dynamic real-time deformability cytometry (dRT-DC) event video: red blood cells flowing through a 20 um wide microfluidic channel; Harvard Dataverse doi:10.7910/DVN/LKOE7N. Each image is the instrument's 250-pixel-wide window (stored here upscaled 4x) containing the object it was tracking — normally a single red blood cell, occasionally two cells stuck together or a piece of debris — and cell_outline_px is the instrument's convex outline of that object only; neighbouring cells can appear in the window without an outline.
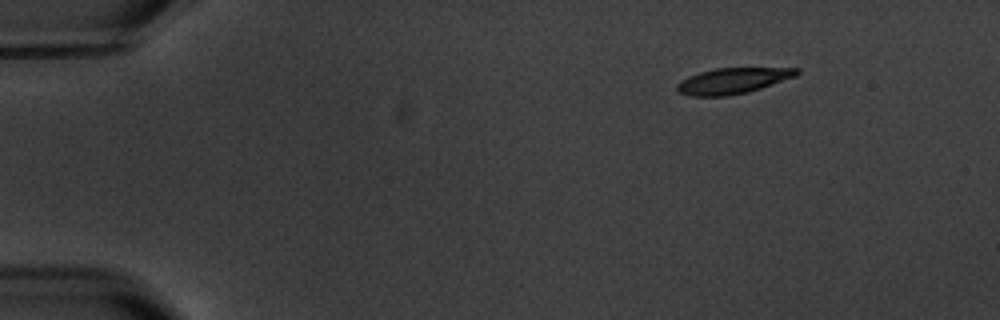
{"species": "common noctule bat (a hibernating species)", "species_latin": "Nyctalus noctula", "temperature_condition": "warm", "stored_images_in_passage": 5, "camera_frame_rate_fps": 3000, "um_per_image_px": 0.085, "animal": {"sex": "male", "body_mass_g": 20.1, "forearm_length_mm": 53.5}, "frame": {"image": 1, "passage_image": 1, "time_ms": 0.0, "image_size_px": [1000, 320], "cell_outline_px": [[800, 72], [796, 76], [748, 92], [728, 96], [688, 96], [676, 92], [676, 84], [680, 80], [688, 76], [700, 72], [716, 68], [800, 68]], "centroid_in_image_um": [62.23, 6.87], "position_along_channel_um": 22.8, "area_um2": 18.09}}
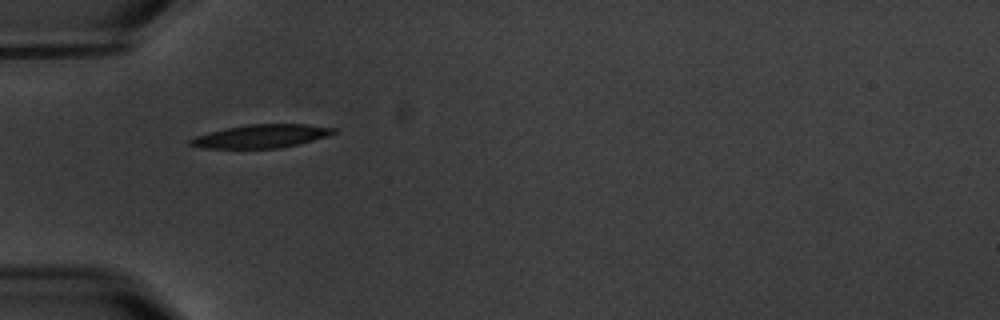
{"frame": {"image": 2, "passage_image": 4, "time_ms": 3.667, "image_size_px": [1000, 320], "cell_outline_px": [[336, 132], [328, 136], [280, 148], [200, 148], [188, 144], [188, 140], [196, 136], [208, 132], [248, 124], [308, 124], [336, 128]], "centroid_in_image_um": [22.19, 11.57], "position_along_channel_um": 62.8, "area_um2": 19.36}}